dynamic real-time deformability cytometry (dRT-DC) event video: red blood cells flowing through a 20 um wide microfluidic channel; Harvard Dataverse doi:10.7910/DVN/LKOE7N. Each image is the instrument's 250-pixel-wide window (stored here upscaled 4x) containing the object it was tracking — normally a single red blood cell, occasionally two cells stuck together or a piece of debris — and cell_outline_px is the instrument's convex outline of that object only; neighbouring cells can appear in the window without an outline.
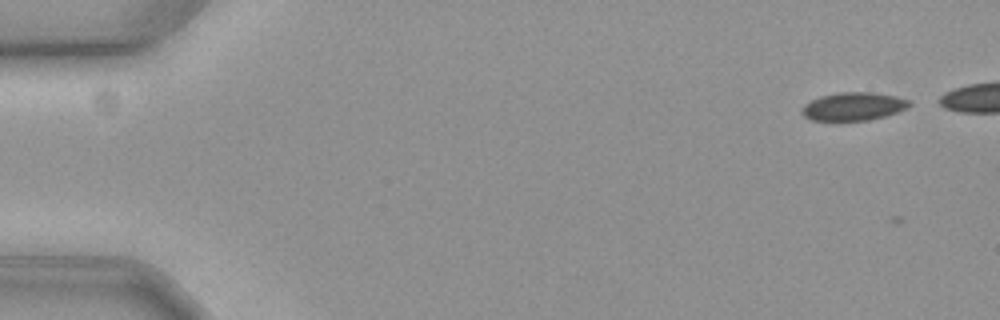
{"species": "common noctule bat (a hibernating species)", "species_latin": "Nyctalus noctula", "temperature_condition": "cold", "stored_images_in_passage": 49, "camera_frame_rate_fps": 3000, "um_per_image_px": 0.085, "animal": {"sex": "female", "body_mass_g": 19.3, "forearm_length_mm": 54.1}, "frame": {"image": 1, "passage_image": 1, "time_ms": 0.0, "image_size_px": [1000, 320], "cell_outline_px": [[912, 104], [908, 108], [884, 116], [868, 120], [836, 124], [812, 120], [804, 116], [800, 112], [804, 104], [820, 96], [840, 92], [872, 92], [896, 96], [912, 100]], "centroid_in_image_um": [72.51, 9.09], "position_along_channel_um": 12.5, "area_um2": 18.44}}
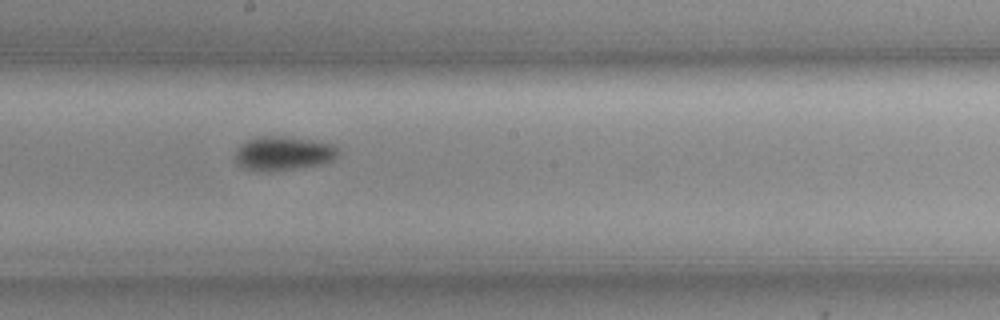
{"frame": {"image": 2, "passage_image": 30, "time_ms": 9.667, "image_size_px": [1000, 320], "cell_outline_px": [[340, 156], [332, 160], [320, 164], [296, 168], [268, 172], [244, 168], [236, 160], [236, 152], [240, 144], [248, 140], [260, 136], [280, 136], [312, 140], [332, 144], [340, 152]], "centroid_in_image_um": [24.1, 13.03], "position_along_channel_um": 224.1, "area_um2": 20.23}}
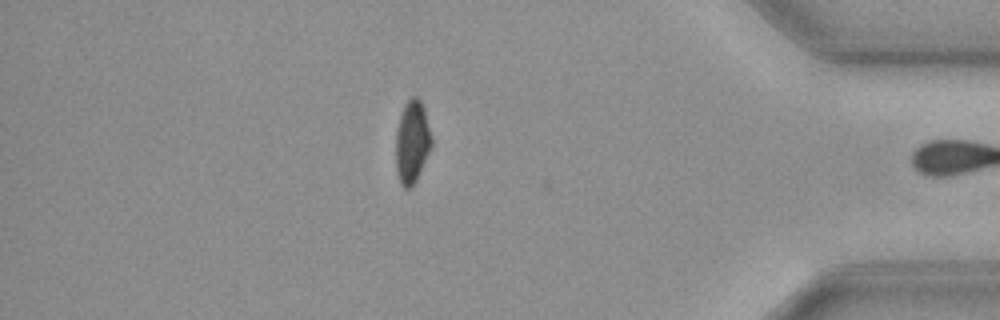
{"frame": {"image": 3, "passage_image": 48, "time_ms": 15.667, "image_size_px": [1000, 320], "cell_outline_px": [[432, 148], [412, 188], [404, 188], [400, 184], [396, 168], [396, 132], [400, 116], [404, 104], [412, 96], [416, 96], [420, 100], [424, 108], [432, 136]], "centroid_in_image_um": [35.04, 12.07], "position_along_channel_um": 400.2, "area_um2": 17.4}, "authors_computed_cell_mechanics": {"area_um2": 18.6694, "velocity_mm_per_s": 3.572, "shape_relaxation_time_tau1_ms": 5.179, "shape_relaxation_time_tau2_ms": null, "deformation_change_tau1": 0.1005, "deformation_change_tau2": null}}